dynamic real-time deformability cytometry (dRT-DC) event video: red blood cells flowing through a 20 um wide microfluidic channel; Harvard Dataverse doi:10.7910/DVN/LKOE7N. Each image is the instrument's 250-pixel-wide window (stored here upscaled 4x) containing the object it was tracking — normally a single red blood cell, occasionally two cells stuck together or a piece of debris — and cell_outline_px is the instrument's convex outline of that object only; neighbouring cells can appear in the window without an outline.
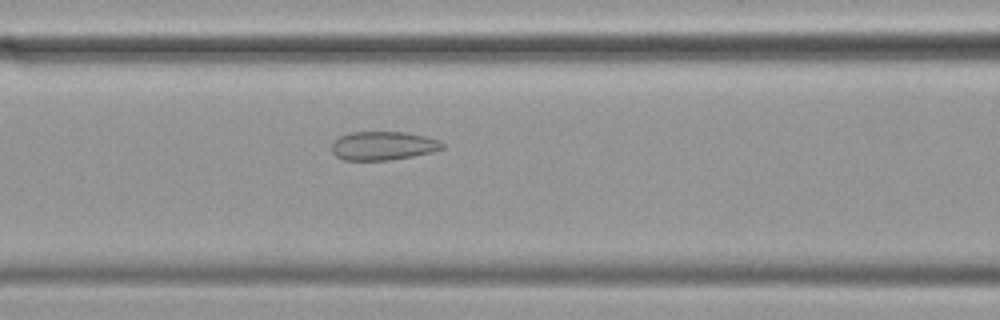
{"species": "common noctule bat (a hibernating species)", "species_latin": "Nyctalus noctula", "temperature_condition": "cold", "stored_images_in_passage": 40, "camera_frame_rate_fps": 3000, "um_per_image_px": 0.085, "animal": {"sex": "female", "body_mass_g": 19.9}, "frame": {"image": 1, "passage_image": 24, "time_ms": 7.667, "image_size_px": [1000, 320], "cell_outline_px": [[444, 148], [432, 152], [392, 160], [344, 160], [336, 156], [332, 152], [332, 144], [340, 136], [352, 132], [404, 132], [424, 136], [440, 140], [444, 144]], "centroid_in_image_um": [32.58, 12.39], "position_along_channel_um": 134.0, "area_um2": 18.44}}
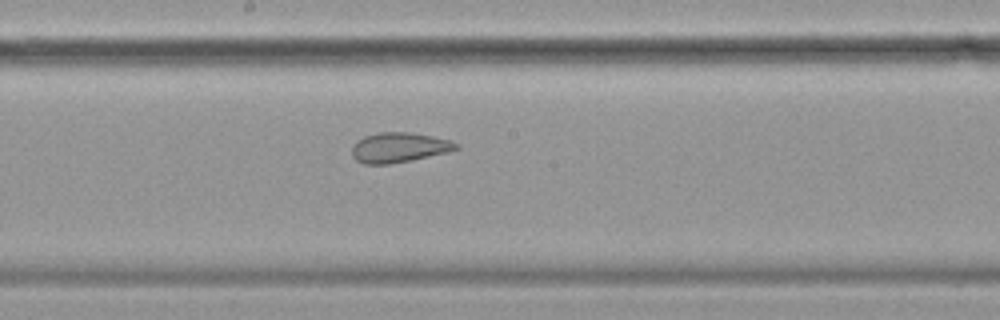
{"frame": {"image": 2, "passage_image": 31, "time_ms": 10.0, "image_size_px": [1000, 320], "cell_outline_px": [[460, 148], [448, 152], [412, 160], [388, 164], [364, 164], [356, 160], [352, 156], [352, 144], [356, 140], [364, 136], [380, 132], [412, 132], [452, 140], [460, 144]], "centroid_in_image_um": [33.93, 12.53], "position_along_channel_um": 214.3, "area_um2": 18.44}}
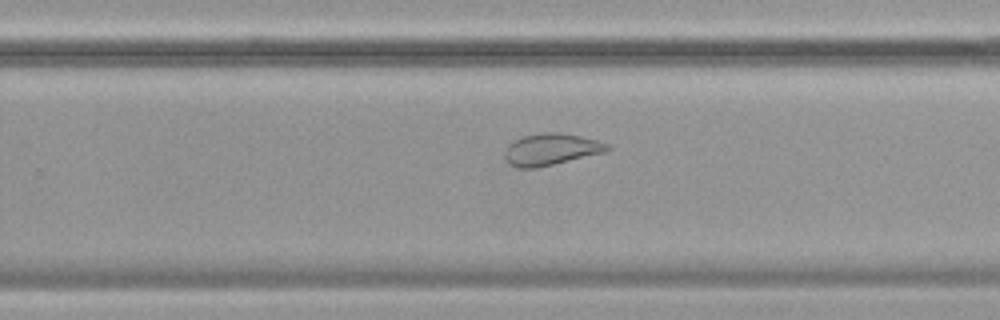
{"frame": {"image": 3, "passage_image": 37, "time_ms": 12.0, "image_size_px": [1000, 320], "cell_outline_px": [[612, 148], [604, 152], [536, 168], [516, 168], [508, 164], [504, 156], [504, 152], [508, 144], [512, 140], [524, 136], [540, 132], [560, 132], [580, 136], [596, 140], [608, 144]], "centroid_in_image_um": [46.78, 12.69], "position_along_channel_um": 283.0, "area_um2": 19.02}}